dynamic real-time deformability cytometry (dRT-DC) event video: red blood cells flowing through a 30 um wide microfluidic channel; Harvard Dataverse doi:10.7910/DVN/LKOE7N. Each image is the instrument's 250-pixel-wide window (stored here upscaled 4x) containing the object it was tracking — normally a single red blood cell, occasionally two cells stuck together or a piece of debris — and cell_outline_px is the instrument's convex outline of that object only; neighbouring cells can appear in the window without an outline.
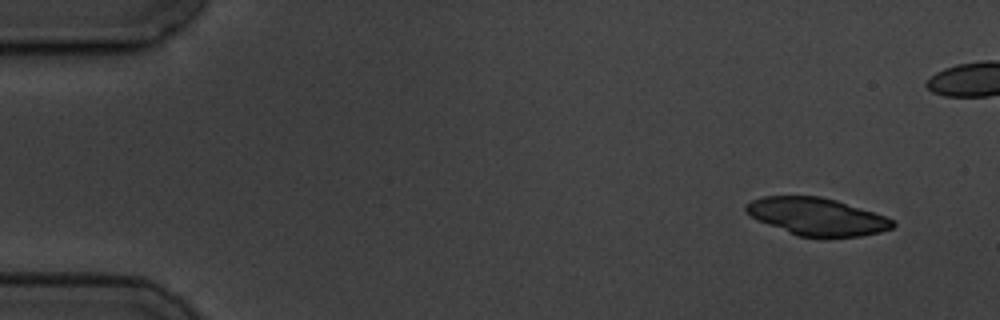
{"species": "common noctule bat (a hibernating species)", "species_latin": "Nyctalus noctula", "temperature_condition": "cold", "stored_images_in_passage": 7, "camera_frame_rate_fps": 3000, "um_per_image_px": 0.085, "animal": {"sex": "male", "body_mass_g": 19.5, "forearm_length_mm": 54.6}, "frame": {"image": 1, "passage_image": 2, "time_ms": 1.0, "image_size_px": [1000, 320], "cell_outline_px": [[896, 224], [892, 228], [880, 232], [860, 236], [796, 236], [756, 220], [744, 212], [744, 204], [752, 200], [764, 196], [820, 196], [836, 200], [896, 220]], "centroid_in_image_um": [69.38, 18.4], "position_along_channel_um": 15.6, "area_um2": 31.96}}